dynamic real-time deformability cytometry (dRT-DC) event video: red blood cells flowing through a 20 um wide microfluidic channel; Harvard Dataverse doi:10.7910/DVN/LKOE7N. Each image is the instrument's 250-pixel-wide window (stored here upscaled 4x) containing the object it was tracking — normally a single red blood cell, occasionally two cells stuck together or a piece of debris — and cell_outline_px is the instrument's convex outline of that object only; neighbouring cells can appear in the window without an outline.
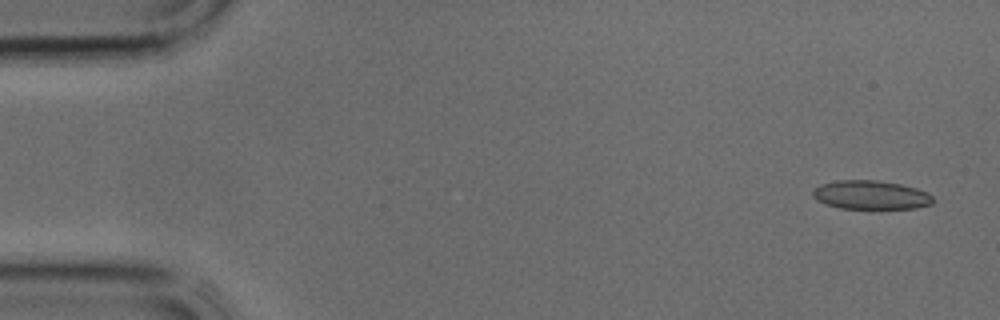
{"species": "common noctule bat (a hibernating species)", "species_latin": "Nyctalus noctula", "temperature_condition": "cold", "stored_images_in_passage": 11, "camera_frame_rate_fps": 3000, "um_per_image_px": 0.085, "animal": {"sex": "male", "body_mass_g": 17.9, "forearm_length_mm": 54.2}, "frame": {"image": 1, "passage_image": 2, "time_ms": 0.333, "image_size_px": [1000, 320], "cell_outline_px": [[932, 204], [916, 208], [872, 212], [840, 208], [816, 200], [812, 196], [812, 188], [820, 184], [836, 180], [876, 180], [900, 184], [916, 188], [932, 196]], "centroid_in_image_um": [73.98, 16.62], "position_along_channel_um": 11.0, "area_um2": 21.15}}